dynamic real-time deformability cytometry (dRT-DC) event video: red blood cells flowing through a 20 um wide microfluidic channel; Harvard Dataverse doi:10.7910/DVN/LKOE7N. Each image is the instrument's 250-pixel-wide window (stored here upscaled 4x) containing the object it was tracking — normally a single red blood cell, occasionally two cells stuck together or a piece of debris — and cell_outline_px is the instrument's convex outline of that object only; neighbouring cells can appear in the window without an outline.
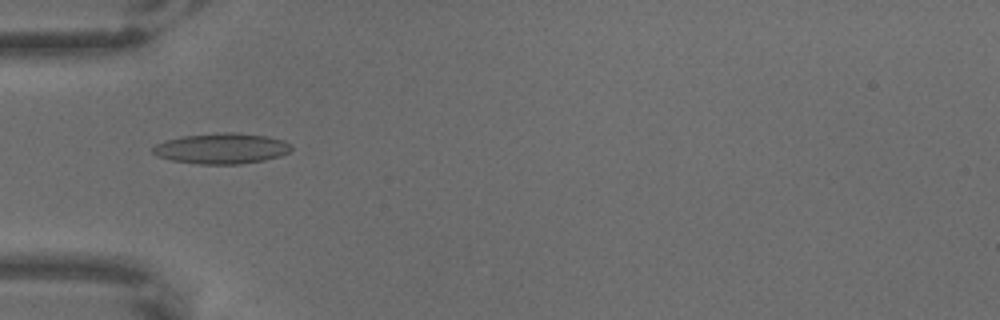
{"species": "common noctule bat (a hibernating species)", "species_latin": "Nyctalus noctula", "temperature_condition": "warm", "stored_images_in_passage": 55, "camera_frame_rate_fps": 3000, "um_per_image_px": 0.085, "animal": {"sex": "male", "body_mass_g": 18.8}, "frame": {"image": 1, "passage_image": 12, "time_ms": 3.667, "image_size_px": [1000, 320], "cell_outline_px": [[292, 148], [288, 152], [280, 156], [264, 160], [240, 164], [200, 164], [172, 160], [156, 156], [152, 152], [152, 148], [156, 144], [164, 140], [184, 136], [224, 132], [240, 132], [268, 136], [284, 140], [292, 144]], "centroid_in_image_um": [18.85, 12.61], "position_along_channel_um": 66.1, "area_um2": 24.85}}
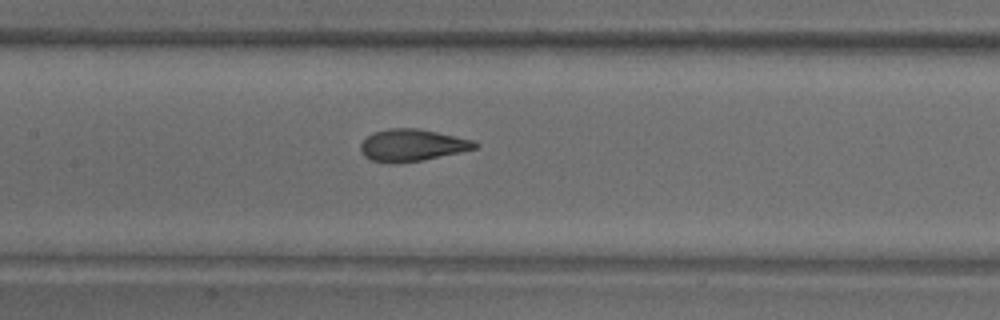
{"frame": {"image": 2, "passage_image": 22, "time_ms": 7.0, "image_size_px": [1000, 320], "cell_outline_px": [[480, 144], [476, 148], [460, 152], [424, 160], [396, 164], [372, 160], [364, 156], [360, 152], [360, 144], [372, 132], [388, 128], [416, 128], [456, 136], [472, 140]], "centroid_in_image_um": [35.0, 12.35], "position_along_channel_um": 172.4, "area_um2": 21.39}}
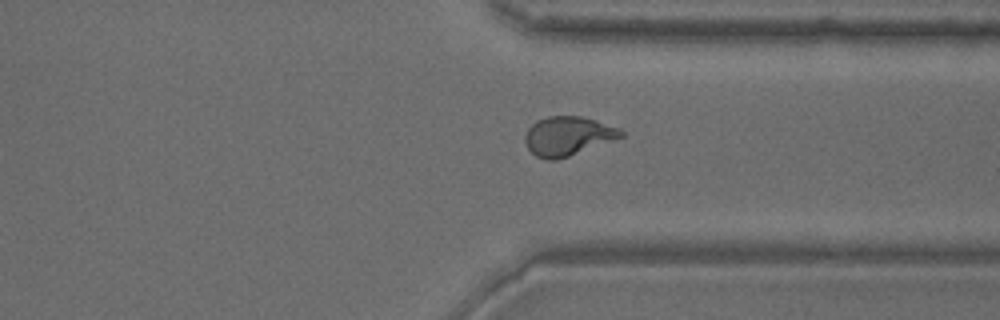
{"frame": {"image": 3, "passage_image": 40, "time_ms": 13.0, "image_size_px": [1000, 320], "cell_outline_px": [[624, 136], [568, 156], [556, 160], [548, 160], [536, 156], [528, 148], [524, 140], [524, 136], [528, 128], [536, 120], [548, 116], [580, 116], [596, 120], [620, 128], [624, 132]], "centroid_in_image_um": [48.25, 11.55], "position_along_channel_um": 363.2, "area_um2": 21.73}}